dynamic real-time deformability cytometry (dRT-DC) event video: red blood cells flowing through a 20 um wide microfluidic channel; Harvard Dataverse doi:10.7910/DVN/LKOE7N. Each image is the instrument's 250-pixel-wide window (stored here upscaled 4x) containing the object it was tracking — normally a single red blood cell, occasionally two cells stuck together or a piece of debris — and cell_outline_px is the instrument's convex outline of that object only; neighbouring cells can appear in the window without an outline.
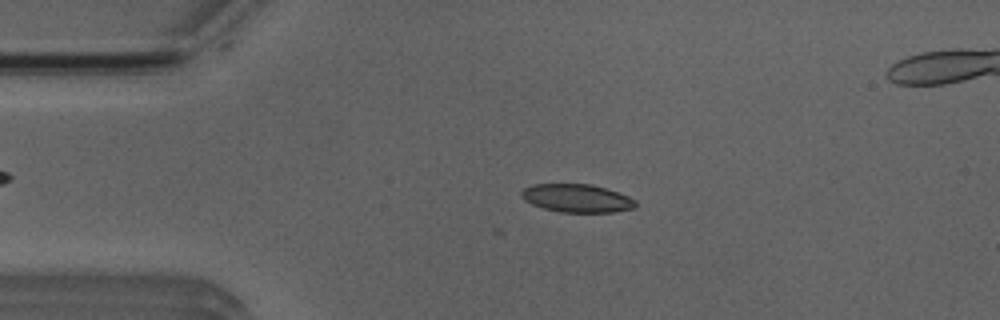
{"species": "Egyptian fruit bat (a non-hibernating species)", "species_latin": "Rousettus aegyptiacus", "temperature_condition": "room temperature", "stored_images_in_passage": 10, "camera_frame_rate_fps": 3000, "um_per_image_px": 0.085, "animal": {"sex": "male"}, "frame": {"image": 1, "passage_image": 10, "time_ms": 3.0, "image_size_px": [1000, 320], "cell_outline_px": [[636, 208], [612, 212], [560, 212], [544, 208], [532, 204], [524, 200], [520, 196], [520, 192], [524, 188], [532, 184], [592, 184], [628, 196], [636, 200]], "centroid_in_image_um": [49.02, 16.85], "position_along_channel_um": 36.0, "area_um2": 18.73}}